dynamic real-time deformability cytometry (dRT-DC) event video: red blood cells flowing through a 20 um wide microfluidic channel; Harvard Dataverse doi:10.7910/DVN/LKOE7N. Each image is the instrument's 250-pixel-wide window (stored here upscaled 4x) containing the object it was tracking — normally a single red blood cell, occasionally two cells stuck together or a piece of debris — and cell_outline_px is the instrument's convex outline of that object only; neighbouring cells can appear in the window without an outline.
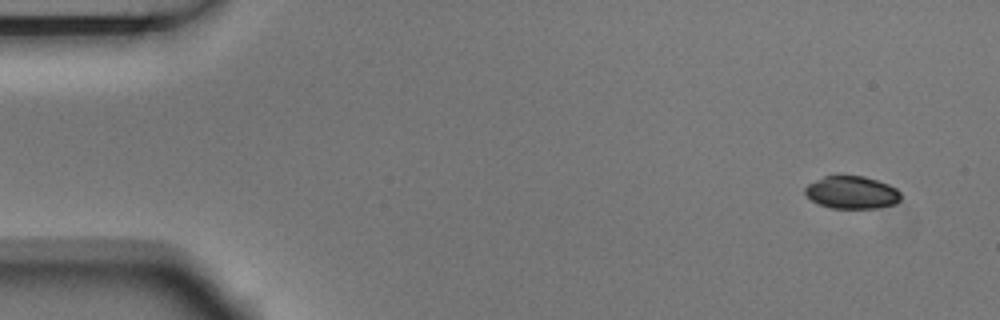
{"species": "Egyptian fruit bat (a non-hibernating species)", "species_latin": "Rousettus aegyptiacus", "temperature_condition": "room temperature", "stored_images_in_passage": 5, "camera_frame_rate_fps": 3000, "um_per_image_px": 0.085, "animal": {"sex": "male"}, "frame": {"image": 1, "passage_image": 1, "time_ms": 0.0, "image_size_px": [1000, 320], "cell_outline_px": [[900, 200], [896, 204], [876, 208], [832, 208], [820, 204], [812, 200], [804, 192], [804, 188], [808, 184], [824, 176], [864, 176], [888, 184], [896, 188], [900, 192]], "centroid_in_image_um": [72.42, 16.36], "position_along_channel_um": 12.6, "area_um2": 18.09}}
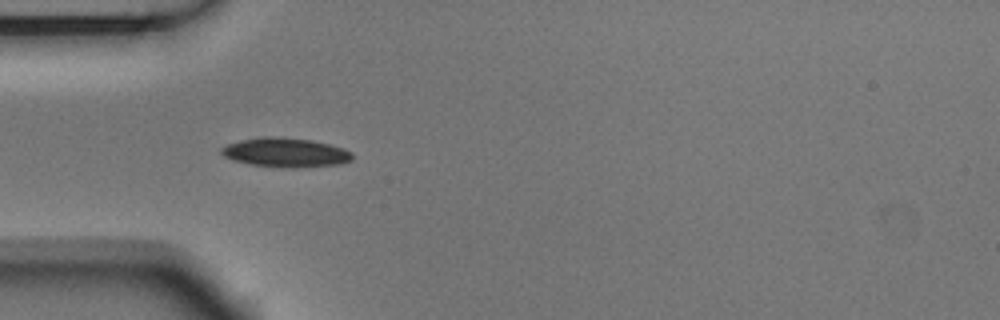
{"frame": {"image": 2, "passage_image": 4, "time_ms": 1.0, "image_size_px": [1000, 320], "cell_outline_px": [[352, 160], [340, 164], [292, 168], [284, 168], [252, 164], [232, 160], [224, 156], [220, 152], [220, 148], [228, 144], [244, 140], [264, 136], [312, 140], [344, 148], [352, 152]], "centroid_in_image_um": [24.28, 12.97], "position_along_channel_um": 60.7, "area_um2": 22.08}}
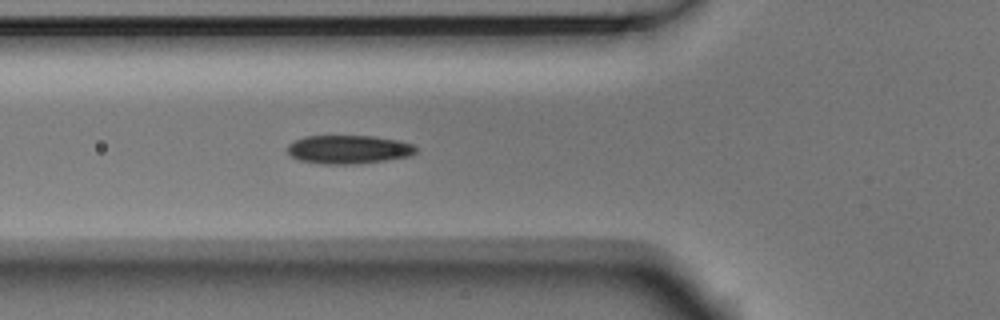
{"frame": {"image": 3, "passage_image": 5, "time_ms": 1.333, "image_size_px": [1000, 320], "cell_outline_px": [[416, 152], [412, 156], [360, 164], [320, 164], [300, 160], [292, 156], [288, 152], [288, 144], [304, 136], [372, 136], [400, 140], [412, 144], [416, 148]], "centroid_in_image_um": [29.66, 12.71], "position_along_channel_um": 96.1, "area_um2": 21.5}}